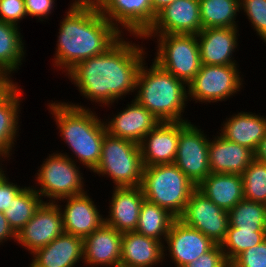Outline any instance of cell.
<instances>
[{"mask_svg":"<svg viewBox=\"0 0 266 267\" xmlns=\"http://www.w3.org/2000/svg\"><path fill=\"white\" fill-rule=\"evenodd\" d=\"M239 5L255 34L266 44V0H239Z\"/></svg>","mask_w":266,"mask_h":267,"instance_id":"obj_35","label":"cell"},{"mask_svg":"<svg viewBox=\"0 0 266 267\" xmlns=\"http://www.w3.org/2000/svg\"><path fill=\"white\" fill-rule=\"evenodd\" d=\"M202 30L199 0H176L161 10L146 34H193Z\"/></svg>","mask_w":266,"mask_h":267,"instance_id":"obj_18","label":"cell"},{"mask_svg":"<svg viewBox=\"0 0 266 267\" xmlns=\"http://www.w3.org/2000/svg\"><path fill=\"white\" fill-rule=\"evenodd\" d=\"M32 185H26L12 200V203L3 213L9 227L15 234L33 217L36 210L43 203Z\"/></svg>","mask_w":266,"mask_h":267,"instance_id":"obj_31","label":"cell"},{"mask_svg":"<svg viewBox=\"0 0 266 267\" xmlns=\"http://www.w3.org/2000/svg\"><path fill=\"white\" fill-rule=\"evenodd\" d=\"M99 12L122 34L141 39L154 24L151 0H94Z\"/></svg>","mask_w":266,"mask_h":267,"instance_id":"obj_11","label":"cell"},{"mask_svg":"<svg viewBox=\"0 0 266 267\" xmlns=\"http://www.w3.org/2000/svg\"><path fill=\"white\" fill-rule=\"evenodd\" d=\"M229 225L241 230H266V204L243 198L228 211Z\"/></svg>","mask_w":266,"mask_h":267,"instance_id":"obj_32","label":"cell"},{"mask_svg":"<svg viewBox=\"0 0 266 267\" xmlns=\"http://www.w3.org/2000/svg\"><path fill=\"white\" fill-rule=\"evenodd\" d=\"M183 267H230L220 244Z\"/></svg>","mask_w":266,"mask_h":267,"instance_id":"obj_39","label":"cell"},{"mask_svg":"<svg viewBox=\"0 0 266 267\" xmlns=\"http://www.w3.org/2000/svg\"><path fill=\"white\" fill-rule=\"evenodd\" d=\"M27 18L24 0H0V20L20 27Z\"/></svg>","mask_w":266,"mask_h":267,"instance_id":"obj_38","label":"cell"},{"mask_svg":"<svg viewBox=\"0 0 266 267\" xmlns=\"http://www.w3.org/2000/svg\"><path fill=\"white\" fill-rule=\"evenodd\" d=\"M200 20L204 28H236L240 27L239 0H199ZM237 18V19H236Z\"/></svg>","mask_w":266,"mask_h":267,"instance_id":"obj_29","label":"cell"},{"mask_svg":"<svg viewBox=\"0 0 266 267\" xmlns=\"http://www.w3.org/2000/svg\"><path fill=\"white\" fill-rule=\"evenodd\" d=\"M219 134L228 141L244 146L254 153L266 135V115L254 112H234L221 122Z\"/></svg>","mask_w":266,"mask_h":267,"instance_id":"obj_22","label":"cell"},{"mask_svg":"<svg viewBox=\"0 0 266 267\" xmlns=\"http://www.w3.org/2000/svg\"><path fill=\"white\" fill-rule=\"evenodd\" d=\"M23 97L24 89L18 85L0 103V163H5V165H8L11 159H15L13 157L14 151H16L14 148L21 136L19 130H21L22 121L19 120L22 115L20 111L23 109L21 105L25 100Z\"/></svg>","mask_w":266,"mask_h":267,"instance_id":"obj_25","label":"cell"},{"mask_svg":"<svg viewBox=\"0 0 266 267\" xmlns=\"http://www.w3.org/2000/svg\"><path fill=\"white\" fill-rule=\"evenodd\" d=\"M240 64H202L199 72L188 84V100L199 104L226 102L244 91L245 75ZM244 76V77H243Z\"/></svg>","mask_w":266,"mask_h":267,"instance_id":"obj_9","label":"cell"},{"mask_svg":"<svg viewBox=\"0 0 266 267\" xmlns=\"http://www.w3.org/2000/svg\"><path fill=\"white\" fill-rule=\"evenodd\" d=\"M241 175L244 198L266 204V163L254 159Z\"/></svg>","mask_w":266,"mask_h":267,"instance_id":"obj_34","label":"cell"},{"mask_svg":"<svg viewBox=\"0 0 266 267\" xmlns=\"http://www.w3.org/2000/svg\"><path fill=\"white\" fill-rule=\"evenodd\" d=\"M43 158L42 163L36 169L32 181V187L36 190L44 202H53L90 192L85 184L86 179L76 162L56 151ZM85 179V180H84ZM47 199V200H46Z\"/></svg>","mask_w":266,"mask_h":267,"instance_id":"obj_6","label":"cell"},{"mask_svg":"<svg viewBox=\"0 0 266 267\" xmlns=\"http://www.w3.org/2000/svg\"><path fill=\"white\" fill-rule=\"evenodd\" d=\"M111 191L104 222L120 233L135 231L145 199L141 186L113 187Z\"/></svg>","mask_w":266,"mask_h":267,"instance_id":"obj_19","label":"cell"},{"mask_svg":"<svg viewBox=\"0 0 266 267\" xmlns=\"http://www.w3.org/2000/svg\"><path fill=\"white\" fill-rule=\"evenodd\" d=\"M180 122H161L139 143L144 167L175 162Z\"/></svg>","mask_w":266,"mask_h":267,"instance_id":"obj_21","label":"cell"},{"mask_svg":"<svg viewBox=\"0 0 266 267\" xmlns=\"http://www.w3.org/2000/svg\"><path fill=\"white\" fill-rule=\"evenodd\" d=\"M15 79V80H14ZM19 85L11 75L0 74V103Z\"/></svg>","mask_w":266,"mask_h":267,"instance_id":"obj_41","label":"cell"},{"mask_svg":"<svg viewBox=\"0 0 266 267\" xmlns=\"http://www.w3.org/2000/svg\"><path fill=\"white\" fill-rule=\"evenodd\" d=\"M64 233L63 219L57 203L43 202L33 217L16 234V244L31 254L47 246Z\"/></svg>","mask_w":266,"mask_h":267,"instance_id":"obj_13","label":"cell"},{"mask_svg":"<svg viewBox=\"0 0 266 267\" xmlns=\"http://www.w3.org/2000/svg\"><path fill=\"white\" fill-rule=\"evenodd\" d=\"M122 233L105 222L83 239V267H118Z\"/></svg>","mask_w":266,"mask_h":267,"instance_id":"obj_20","label":"cell"},{"mask_svg":"<svg viewBox=\"0 0 266 267\" xmlns=\"http://www.w3.org/2000/svg\"><path fill=\"white\" fill-rule=\"evenodd\" d=\"M174 1L176 0H151L154 13L157 15L161 10Z\"/></svg>","mask_w":266,"mask_h":267,"instance_id":"obj_44","label":"cell"},{"mask_svg":"<svg viewBox=\"0 0 266 267\" xmlns=\"http://www.w3.org/2000/svg\"><path fill=\"white\" fill-rule=\"evenodd\" d=\"M59 23L52 66L62 75L77 63L100 55L123 35L99 12L93 1H73Z\"/></svg>","mask_w":266,"mask_h":267,"instance_id":"obj_2","label":"cell"},{"mask_svg":"<svg viewBox=\"0 0 266 267\" xmlns=\"http://www.w3.org/2000/svg\"><path fill=\"white\" fill-rule=\"evenodd\" d=\"M209 166L211 173L241 175L255 159V153L237 143L228 141L218 132L210 138Z\"/></svg>","mask_w":266,"mask_h":267,"instance_id":"obj_24","label":"cell"},{"mask_svg":"<svg viewBox=\"0 0 266 267\" xmlns=\"http://www.w3.org/2000/svg\"><path fill=\"white\" fill-rule=\"evenodd\" d=\"M197 189L226 211L244 198L242 175L237 174L210 173Z\"/></svg>","mask_w":266,"mask_h":267,"instance_id":"obj_27","label":"cell"},{"mask_svg":"<svg viewBox=\"0 0 266 267\" xmlns=\"http://www.w3.org/2000/svg\"><path fill=\"white\" fill-rule=\"evenodd\" d=\"M151 61L149 67L145 59L138 70L133 99L161 122L191 121L183 115L190 104L188 85Z\"/></svg>","mask_w":266,"mask_h":267,"instance_id":"obj_4","label":"cell"},{"mask_svg":"<svg viewBox=\"0 0 266 267\" xmlns=\"http://www.w3.org/2000/svg\"><path fill=\"white\" fill-rule=\"evenodd\" d=\"M123 105L126 107L120 108L117 113L111 110L112 113L103 118L106 132L139 144L144 136L155 129L161 121L134 99Z\"/></svg>","mask_w":266,"mask_h":267,"instance_id":"obj_14","label":"cell"},{"mask_svg":"<svg viewBox=\"0 0 266 267\" xmlns=\"http://www.w3.org/2000/svg\"><path fill=\"white\" fill-rule=\"evenodd\" d=\"M230 267H266V240L239 254Z\"/></svg>","mask_w":266,"mask_h":267,"instance_id":"obj_36","label":"cell"},{"mask_svg":"<svg viewBox=\"0 0 266 267\" xmlns=\"http://www.w3.org/2000/svg\"><path fill=\"white\" fill-rule=\"evenodd\" d=\"M21 29L0 20V74L14 76L22 62H26L27 49Z\"/></svg>","mask_w":266,"mask_h":267,"instance_id":"obj_28","label":"cell"},{"mask_svg":"<svg viewBox=\"0 0 266 267\" xmlns=\"http://www.w3.org/2000/svg\"><path fill=\"white\" fill-rule=\"evenodd\" d=\"M215 245L210 238L199 230L193 229L181 220L176 219L172 223L164 242V260L169 259L170 263L175 265L174 267H183L211 250Z\"/></svg>","mask_w":266,"mask_h":267,"instance_id":"obj_15","label":"cell"},{"mask_svg":"<svg viewBox=\"0 0 266 267\" xmlns=\"http://www.w3.org/2000/svg\"><path fill=\"white\" fill-rule=\"evenodd\" d=\"M142 39L156 42L152 60L187 85L199 72L202 64L197 35L145 34Z\"/></svg>","mask_w":266,"mask_h":267,"instance_id":"obj_8","label":"cell"},{"mask_svg":"<svg viewBox=\"0 0 266 267\" xmlns=\"http://www.w3.org/2000/svg\"><path fill=\"white\" fill-rule=\"evenodd\" d=\"M255 159L266 163V135L260 141L257 150L255 151Z\"/></svg>","mask_w":266,"mask_h":267,"instance_id":"obj_43","label":"cell"},{"mask_svg":"<svg viewBox=\"0 0 266 267\" xmlns=\"http://www.w3.org/2000/svg\"><path fill=\"white\" fill-rule=\"evenodd\" d=\"M73 1H94V0H73Z\"/></svg>","mask_w":266,"mask_h":267,"instance_id":"obj_45","label":"cell"},{"mask_svg":"<svg viewBox=\"0 0 266 267\" xmlns=\"http://www.w3.org/2000/svg\"><path fill=\"white\" fill-rule=\"evenodd\" d=\"M31 255L28 267L81 266L83 265V239L64 232L47 246L36 250Z\"/></svg>","mask_w":266,"mask_h":267,"instance_id":"obj_23","label":"cell"},{"mask_svg":"<svg viewBox=\"0 0 266 267\" xmlns=\"http://www.w3.org/2000/svg\"><path fill=\"white\" fill-rule=\"evenodd\" d=\"M208 131H204L196 122L181 121L180 136L175 157L177 167L197 187L211 172L208 147Z\"/></svg>","mask_w":266,"mask_h":267,"instance_id":"obj_10","label":"cell"},{"mask_svg":"<svg viewBox=\"0 0 266 267\" xmlns=\"http://www.w3.org/2000/svg\"><path fill=\"white\" fill-rule=\"evenodd\" d=\"M16 242V234L9 227L7 219L3 212H0V245L4 246V243L7 244L9 242ZM7 242V243H6Z\"/></svg>","mask_w":266,"mask_h":267,"instance_id":"obj_42","label":"cell"},{"mask_svg":"<svg viewBox=\"0 0 266 267\" xmlns=\"http://www.w3.org/2000/svg\"><path fill=\"white\" fill-rule=\"evenodd\" d=\"M176 219L168 210L144 199L135 231L164 243Z\"/></svg>","mask_w":266,"mask_h":267,"instance_id":"obj_30","label":"cell"},{"mask_svg":"<svg viewBox=\"0 0 266 267\" xmlns=\"http://www.w3.org/2000/svg\"><path fill=\"white\" fill-rule=\"evenodd\" d=\"M27 18H35L37 22H48L56 8V0H24ZM47 20V21H46Z\"/></svg>","mask_w":266,"mask_h":267,"instance_id":"obj_40","label":"cell"},{"mask_svg":"<svg viewBox=\"0 0 266 267\" xmlns=\"http://www.w3.org/2000/svg\"><path fill=\"white\" fill-rule=\"evenodd\" d=\"M143 170L139 144L105 134L100 161L91 172L94 177L110 178L113 187L141 186Z\"/></svg>","mask_w":266,"mask_h":267,"instance_id":"obj_7","label":"cell"},{"mask_svg":"<svg viewBox=\"0 0 266 267\" xmlns=\"http://www.w3.org/2000/svg\"><path fill=\"white\" fill-rule=\"evenodd\" d=\"M141 188L144 198L168 210L177 219L197 188L175 163L144 167Z\"/></svg>","mask_w":266,"mask_h":267,"instance_id":"obj_5","label":"cell"},{"mask_svg":"<svg viewBox=\"0 0 266 267\" xmlns=\"http://www.w3.org/2000/svg\"><path fill=\"white\" fill-rule=\"evenodd\" d=\"M264 240H266V230H241L229 225L226 237L220 245L231 263L246 249L261 244Z\"/></svg>","mask_w":266,"mask_h":267,"instance_id":"obj_33","label":"cell"},{"mask_svg":"<svg viewBox=\"0 0 266 267\" xmlns=\"http://www.w3.org/2000/svg\"><path fill=\"white\" fill-rule=\"evenodd\" d=\"M6 169V170H5ZM7 168L4 163H0V212H4L10 204L13 198L26 186V184L20 186L16 180L9 178Z\"/></svg>","mask_w":266,"mask_h":267,"instance_id":"obj_37","label":"cell"},{"mask_svg":"<svg viewBox=\"0 0 266 267\" xmlns=\"http://www.w3.org/2000/svg\"><path fill=\"white\" fill-rule=\"evenodd\" d=\"M93 199L86 191L56 202L62 213L65 233L84 239L104 223L105 216Z\"/></svg>","mask_w":266,"mask_h":267,"instance_id":"obj_16","label":"cell"},{"mask_svg":"<svg viewBox=\"0 0 266 267\" xmlns=\"http://www.w3.org/2000/svg\"><path fill=\"white\" fill-rule=\"evenodd\" d=\"M129 37L123 35L106 52L77 63L64 75L92 105L115 109L119 100L134 97L138 70L152 54L143 41L134 43Z\"/></svg>","mask_w":266,"mask_h":267,"instance_id":"obj_1","label":"cell"},{"mask_svg":"<svg viewBox=\"0 0 266 267\" xmlns=\"http://www.w3.org/2000/svg\"><path fill=\"white\" fill-rule=\"evenodd\" d=\"M199 230L215 244H221L229 227L228 211L218 207L197 188L192 192L183 214L178 218Z\"/></svg>","mask_w":266,"mask_h":267,"instance_id":"obj_12","label":"cell"},{"mask_svg":"<svg viewBox=\"0 0 266 267\" xmlns=\"http://www.w3.org/2000/svg\"><path fill=\"white\" fill-rule=\"evenodd\" d=\"M65 101L48 100L45 104L48 113L52 115L51 118L53 117V122H56L57 134L71 153L63 150L54 151L78 162L77 164L86 168V171L92 172L100 161L103 138L107 133L103 118L94 111L95 106L92 109L81 104V101Z\"/></svg>","mask_w":266,"mask_h":267,"instance_id":"obj_3","label":"cell"},{"mask_svg":"<svg viewBox=\"0 0 266 267\" xmlns=\"http://www.w3.org/2000/svg\"><path fill=\"white\" fill-rule=\"evenodd\" d=\"M164 243L136 231L122 233L120 266L154 267L164 265Z\"/></svg>","mask_w":266,"mask_h":267,"instance_id":"obj_26","label":"cell"},{"mask_svg":"<svg viewBox=\"0 0 266 267\" xmlns=\"http://www.w3.org/2000/svg\"><path fill=\"white\" fill-rule=\"evenodd\" d=\"M239 30H241L240 27L202 29L197 34L201 64H239L237 58H235L240 46L238 43Z\"/></svg>","mask_w":266,"mask_h":267,"instance_id":"obj_17","label":"cell"}]
</instances>
